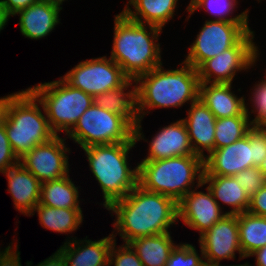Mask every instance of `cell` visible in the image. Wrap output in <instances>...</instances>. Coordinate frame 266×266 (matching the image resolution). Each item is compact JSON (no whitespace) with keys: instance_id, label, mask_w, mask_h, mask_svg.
Instances as JSON below:
<instances>
[{"instance_id":"1","label":"cell","mask_w":266,"mask_h":266,"mask_svg":"<svg viewBox=\"0 0 266 266\" xmlns=\"http://www.w3.org/2000/svg\"><path fill=\"white\" fill-rule=\"evenodd\" d=\"M115 213L113 227L128 244L140 237L168 233L171 225L178 222V203L165 195L144 190L140 185L123 199L113 202L108 208Z\"/></svg>"},{"instance_id":"2","label":"cell","mask_w":266,"mask_h":266,"mask_svg":"<svg viewBox=\"0 0 266 266\" xmlns=\"http://www.w3.org/2000/svg\"><path fill=\"white\" fill-rule=\"evenodd\" d=\"M184 64V65H183ZM180 68L164 70L160 65L135 79L140 122L134 128L135 141L145 140L141 133L143 117L156 108H177L199 98V76L192 64L183 61ZM147 111V112H145Z\"/></svg>"},{"instance_id":"3","label":"cell","mask_w":266,"mask_h":266,"mask_svg":"<svg viewBox=\"0 0 266 266\" xmlns=\"http://www.w3.org/2000/svg\"><path fill=\"white\" fill-rule=\"evenodd\" d=\"M113 29L110 58L130 79L135 80L141 74L163 65L160 43H157L163 29L132 21L123 12L114 17Z\"/></svg>"},{"instance_id":"4","label":"cell","mask_w":266,"mask_h":266,"mask_svg":"<svg viewBox=\"0 0 266 266\" xmlns=\"http://www.w3.org/2000/svg\"><path fill=\"white\" fill-rule=\"evenodd\" d=\"M137 142L91 145L83 148L93 176L103 193V206L123 199L138 185V164L129 167L128 154Z\"/></svg>"},{"instance_id":"5","label":"cell","mask_w":266,"mask_h":266,"mask_svg":"<svg viewBox=\"0 0 266 266\" xmlns=\"http://www.w3.org/2000/svg\"><path fill=\"white\" fill-rule=\"evenodd\" d=\"M138 169V185L146 191L168 196L178 203L194 188L195 183H202L204 160L197 155H186L141 161Z\"/></svg>"},{"instance_id":"6","label":"cell","mask_w":266,"mask_h":266,"mask_svg":"<svg viewBox=\"0 0 266 266\" xmlns=\"http://www.w3.org/2000/svg\"><path fill=\"white\" fill-rule=\"evenodd\" d=\"M40 108H43L42 103L28 88L22 90L10 104L5 130L18 160L35 146L56 136Z\"/></svg>"},{"instance_id":"7","label":"cell","mask_w":266,"mask_h":266,"mask_svg":"<svg viewBox=\"0 0 266 266\" xmlns=\"http://www.w3.org/2000/svg\"><path fill=\"white\" fill-rule=\"evenodd\" d=\"M42 103L52 131L67 134L80 116L94 103V97L72 87L62 77L28 88Z\"/></svg>"},{"instance_id":"8","label":"cell","mask_w":266,"mask_h":266,"mask_svg":"<svg viewBox=\"0 0 266 266\" xmlns=\"http://www.w3.org/2000/svg\"><path fill=\"white\" fill-rule=\"evenodd\" d=\"M80 147L91 145L136 142L134 127L121 115L93 103L65 134Z\"/></svg>"},{"instance_id":"9","label":"cell","mask_w":266,"mask_h":266,"mask_svg":"<svg viewBox=\"0 0 266 266\" xmlns=\"http://www.w3.org/2000/svg\"><path fill=\"white\" fill-rule=\"evenodd\" d=\"M254 36L247 32L234 46L206 60L197 69L200 83L232 84L237 72L254 66L260 55Z\"/></svg>"},{"instance_id":"10","label":"cell","mask_w":266,"mask_h":266,"mask_svg":"<svg viewBox=\"0 0 266 266\" xmlns=\"http://www.w3.org/2000/svg\"><path fill=\"white\" fill-rule=\"evenodd\" d=\"M248 24L206 20L184 61L198 69L206 60L234 46L247 32H254Z\"/></svg>"},{"instance_id":"11","label":"cell","mask_w":266,"mask_h":266,"mask_svg":"<svg viewBox=\"0 0 266 266\" xmlns=\"http://www.w3.org/2000/svg\"><path fill=\"white\" fill-rule=\"evenodd\" d=\"M61 77L72 87L93 97L119 88L130 79L114 60L106 56L81 61Z\"/></svg>"},{"instance_id":"12","label":"cell","mask_w":266,"mask_h":266,"mask_svg":"<svg viewBox=\"0 0 266 266\" xmlns=\"http://www.w3.org/2000/svg\"><path fill=\"white\" fill-rule=\"evenodd\" d=\"M56 135L51 140L35 146L27 152L19 163L31 172L40 183L61 179L69 175L68 155L70 148Z\"/></svg>"},{"instance_id":"13","label":"cell","mask_w":266,"mask_h":266,"mask_svg":"<svg viewBox=\"0 0 266 266\" xmlns=\"http://www.w3.org/2000/svg\"><path fill=\"white\" fill-rule=\"evenodd\" d=\"M199 245L202 248L205 262L220 265L223 259L236 258L238 251L239 259H243L239 243V226L236 214H226L210 229L200 235Z\"/></svg>"},{"instance_id":"14","label":"cell","mask_w":266,"mask_h":266,"mask_svg":"<svg viewBox=\"0 0 266 266\" xmlns=\"http://www.w3.org/2000/svg\"><path fill=\"white\" fill-rule=\"evenodd\" d=\"M203 185H205L203 182L196 184L195 190L192 189L178 202V219H181L189 228L199 231V235L227 214L222 212V208L214 200L208 187H206V193L196 191Z\"/></svg>"},{"instance_id":"15","label":"cell","mask_w":266,"mask_h":266,"mask_svg":"<svg viewBox=\"0 0 266 266\" xmlns=\"http://www.w3.org/2000/svg\"><path fill=\"white\" fill-rule=\"evenodd\" d=\"M251 167H253L252 144L247 134L226 147L214 149L204 159L203 175L234 176Z\"/></svg>"},{"instance_id":"16","label":"cell","mask_w":266,"mask_h":266,"mask_svg":"<svg viewBox=\"0 0 266 266\" xmlns=\"http://www.w3.org/2000/svg\"><path fill=\"white\" fill-rule=\"evenodd\" d=\"M194 154L203 160L215 149L216 117L198 98L192 102L183 119ZM207 151V155L204 154Z\"/></svg>"},{"instance_id":"17","label":"cell","mask_w":266,"mask_h":266,"mask_svg":"<svg viewBox=\"0 0 266 266\" xmlns=\"http://www.w3.org/2000/svg\"><path fill=\"white\" fill-rule=\"evenodd\" d=\"M195 155L183 119L162 127L149 143L148 156L142 161Z\"/></svg>"},{"instance_id":"18","label":"cell","mask_w":266,"mask_h":266,"mask_svg":"<svg viewBox=\"0 0 266 266\" xmlns=\"http://www.w3.org/2000/svg\"><path fill=\"white\" fill-rule=\"evenodd\" d=\"M115 241L112 233L100 240H66L58 249L66 266H109V252ZM85 242V243H84Z\"/></svg>"},{"instance_id":"19","label":"cell","mask_w":266,"mask_h":266,"mask_svg":"<svg viewBox=\"0 0 266 266\" xmlns=\"http://www.w3.org/2000/svg\"><path fill=\"white\" fill-rule=\"evenodd\" d=\"M62 9L59 3L41 0L18 11L15 15L20 16L19 28L22 35L34 40L48 36L60 23L59 13Z\"/></svg>"},{"instance_id":"20","label":"cell","mask_w":266,"mask_h":266,"mask_svg":"<svg viewBox=\"0 0 266 266\" xmlns=\"http://www.w3.org/2000/svg\"><path fill=\"white\" fill-rule=\"evenodd\" d=\"M3 174L8 180V191L13 198L15 209L30 216L40 202V181L20 163L6 169Z\"/></svg>"},{"instance_id":"21","label":"cell","mask_w":266,"mask_h":266,"mask_svg":"<svg viewBox=\"0 0 266 266\" xmlns=\"http://www.w3.org/2000/svg\"><path fill=\"white\" fill-rule=\"evenodd\" d=\"M232 84L200 83L199 98L216 119L239 116L245 111V98L232 92Z\"/></svg>"},{"instance_id":"22","label":"cell","mask_w":266,"mask_h":266,"mask_svg":"<svg viewBox=\"0 0 266 266\" xmlns=\"http://www.w3.org/2000/svg\"><path fill=\"white\" fill-rule=\"evenodd\" d=\"M130 86L133 87L131 91L128 90ZM126 90L127 92H125ZM94 103L105 110L121 115L134 128L140 122L137 110V88L134 79H129L119 88L97 94L94 97Z\"/></svg>"},{"instance_id":"23","label":"cell","mask_w":266,"mask_h":266,"mask_svg":"<svg viewBox=\"0 0 266 266\" xmlns=\"http://www.w3.org/2000/svg\"><path fill=\"white\" fill-rule=\"evenodd\" d=\"M202 182L208 184L214 200L231 206L227 214H241L248 210L250 197L238 184L234 176L203 175ZM219 200H221L219 202Z\"/></svg>"},{"instance_id":"24","label":"cell","mask_w":266,"mask_h":266,"mask_svg":"<svg viewBox=\"0 0 266 266\" xmlns=\"http://www.w3.org/2000/svg\"><path fill=\"white\" fill-rule=\"evenodd\" d=\"M178 0H129L122 11L130 20L163 28L174 16ZM134 11L131 10V7Z\"/></svg>"},{"instance_id":"25","label":"cell","mask_w":266,"mask_h":266,"mask_svg":"<svg viewBox=\"0 0 266 266\" xmlns=\"http://www.w3.org/2000/svg\"><path fill=\"white\" fill-rule=\"evenodd\" d=\"M128 244L144 266H166L176 246L170 232L136 238Z\"/></svg>"},{"instance_id":"26","label":"cell","mask_w":266,"mask_h":266,"mask_svg":"<svg viewBox=\"0 0 266 266\" xmlns=\"http://www.w3.org/2000/svg\"><path fill=\"white\" fill-rule=\"evenodd\" d=\"M82 208H54L40 203L32 210L30 215L39 217L42 227L53 232L71 233L76 231L83 222ZM79 226V227H78Z\"/></svg>"},{"instance_id":"27","label":"cell","mask_w":266,"mask_h":266,"mask_svg":"<svg viewBox=\"0 0 266 266\" xmlns=\"http://www.w3.org/2000/svg\"><path fill=\"white\" fill-rule=\"evenodd\" d=\"M79 190L69 175L41 184L40 204L54 208H80Z\"/></svg>"},{"instance_id":"28","label":"cell","mask_w":266,"mask_h":266,"mask_svg":"<svg viewBox=\"0 0 266 266\" xmlns=\"http://www.w3.org/2000/svg\"><path fill=\"white\" fill-rule=\"evenodd\" d=\"M239 243L244 258L266 245V217L249 213L237 214Z\"/></svg>"},{"instance_id":"29","label":"cell","mask_w":266,"mask_h":266,"mask_svg":"<svg viewBox=\"0 0 266 266\" xmlns=\"http://www.w3.org/2000/svg\"><path fill=\"white\" fill-rule=\"evenodd\" d=\"M246 110L239 116L216 119L215 149L226 147L247 135L252 127Z\"/></svg>"},{"instance_id":"30","label":"cell","mask_w":266,"mask_h":266,"mask_svg":"<svg viewBox=\"0 0 266 266\" xmlns=\"http://www.w3.org/2000/svg\"><path fill=\"white\" fill-rule=\"evenodd\" d=\"M238 0H199L188 12L189 16L187 17V20L189 17L200 8L208 11L209 14L215 16V19L217 21H224V22H230V23H248V13L249 10L246 9L241 14L236 16H231L236 5H238ZM231 14V15H230ZM231 17H229V16Z\"/></svg>"},{"instance_id":"31","label":"cell","mask_w":266,"mask_h":266,"mask_svg":"<svg viewBox=\"0 0 266 266\" xmlns=\"http://www.w3.org/2000/svg\"><path fill=\"white\" fill-rule=\"evenodd\" d=\"M200 250L201 257L195 246L188 243H180L172 250L166 266H201L205 261L201 247Z\"/></svg>"},{"instance_id":"32","label":"cell","mask_w":266,"mask_h":266,"mask_svg":"<svg viewBox=\"0 0 266 266\" xmlns=\"http://www.w3.org/2000/svg\"><path fill=\"white\" fill-rule=\"evenodd\" d=\"M251 96L253 97H251L250 101L251 104L253 103L254 108L249 112L248 105L245 104V110L248 118H250V113L255 112L257 115L251 120V123L252 125H260L266 119V77L255 84L253 92L251 91Z\"/></svg>"},{"instance_id":"33","label":"cell","mask_w":266,"mask_h":266,"mask_svg":"<svg viewBox=\"0 0 266 266\" xmlns=\"http://www.w3.org/2000/svg\"><path fill=\"white\" fill-rule=\"evenodd\" d=\"M234 177L249 197L255 195L266 183L264 174L258 167L244 169Z\"/></svg>"},{"instance_id":"34","label":"cell","mask_w":266,"mask_h":266,"mask_svg":"<svg viewBox=\"0 0 266 266\" xmlns=\"http://www.w3.org/2000/svg\"><path fill=\"white\" fill-rule=\"evenodd\" d=\"M108 265L114 266H144L137 256L136 252L129 244H123L116 247V239L113 242L109 252Z\"/></svg>"},{"instance_id":"35","label":"cell","mask_w":266,"mask_h":266,"mask_svg":"<svg viewBox=\"0 0 266 266\" xmlns=\"http://www.w3.org/2000/svg\"><path fill=\"white\" fill-rule=\"evenodd\" d=\"M252 144L253 167H259L266 158V131L253 125L247 132Z\"/></svg>"},{"instance_id":"36","label":"cell","mask_w":266,"mask_h":266,"mask_svg":"<svg viewBox=\"0 0 266 266\" xmlns=\"http://www.w3.org/2000/svg\"><path fill=\"white\" fill-rule=\"evenodd\" d=\"M19 163L7 138L5 125L0 127V173Z\"/></svg>"},{"instance_id":"37","label":"cell","mask_w":266,"mask_h":266,"mask_svg":"<svg viewBox=\"0 0 266 266\" xmlns=\"http://www.w3.org/2000/svg\"><path fill=\"white\" fill-rule=\"evenodd\" d=\"M247 211L254 215L266 217V183L255 195L250 197Z\"/></svg>"},{"instance_id":"38","label":"cell","mask_w":266,"mask_h":266,"mask_svg":"<svg viewBox=\"0 0 266 266\" xmlns=\"http://www.w3.org/2000/svg\"><path fill=\"white\" fill-rule=\"evenodd\" d=\"M9 244L4 251L0 250V266H22L18 245Z\"/></svg>"},{"instance_id":"39","label":"cell","mask_w":266,"mask_h":266,"mask_svg":"<svg viewBox=\"0 0 266 266\" xmlns=\"http://www.w3.org/2000/svg\"><path fill=\"white\" fill-rule=\"evenodd\" d=\"M41 0H0V5L5 11L6 15L14 17L18 11L26 9L30 5L37 3Z\"/></svg>"},{"instance_id":"40","label":"cell","mask_w":266,"mask_h":266,"mask_svg":"<svg viewBox=\"0 0 266 266\" xmlns=\"http://www.w3.org/2000/svg\"><path fill=\"white\" fill-rule=\"evenodd\" d=\"M19 93L20 91L0 98V127L5 125L10 104Z\"/></svg>"},{"instance_id":"41","label":"cell","mask_w":266,"mask_h":266,"mask_svg":"<svg viewBox=\"0 0 266 266\" xmlns=\"http://www.w3.org/2000/svg\"><path fill=\"white\" fill-rule=\"evenodd\" d=\"M32 264L33 263L31 261H27L26 266H32ZM35 266H66V264L63 255L57 250L49 258L45 259Z\"/></svg>"},{"instance_id":"42","label":"cell","mask_w":266,"mask_h":266,"mask_svg":"<svg viewBox=\"0 0 266 266\" xmlns=\"http://www.w3.org/2000/svg\"><path fill=\"white\" fill-rule=\"evenodd\" d=\"M255 257V261H256V266H266V245L264 247H262L261 249L259 250H256L254 253L251 254V256ZM248 266H252V265H249Z\"/></svg>"},{"instance_id":"43","label":"cell","mask_w":266,"mask_h":266,"mask_svg":"<svg viewBox=\"0 0 266 266\" xmlns=\"http://www.w3.org/2000/svg\"><path fill=\"white\" fill-rule=\"evenodd\" d=\"M9 17L6 15L2 6L0 5V31L4 29L5 25L8 22Z\"/></svg>"},{"instance_id":"44","label":"cell","mask_w":266,"mask_h":266,"mask_svg":"<svg viewBox=\"0 0 266 266\" xmlns=\"http://www.w3.org/2000/svg\"><path fill=\"white\" fill-rule=\"evenodd\" d=\"M258 168L264 174V177L266 179V158L262 161V164Z\"/></svg>"},{"instance_id":"45","label":"cell","mask_w":266,"mask_h":266,"mask_svg":"<svg viewBox=\"0 0 266 266\" xmlns=\"http://www.w3.org/2000/svg\"><path fill=\"white\" fill-rule=\"evenodd\" d=\"M244 264H239V265H227V266H243ZM201 266H223V265H216L208 262H204ZM225 266V265H224Z\"/></svg>"},{"instance_id":"46","label":"cell","mask_w":266,"mask_h":266,"mask_svg":"<svg viewBox=\"0 0 266 266\" xmlns=\"http://www.w3.org/2000/svg\"><path fill=\"white\" fill-rule=\"evenodd\" d=\"M199 0H191L186 10L189 11Z\"/></svg>"},{"instance_id":"47","label":"cell","mask_w":266,"mask_h":266,"mask_svg":"<svg viewBox=\"0 0 266 266\" xmlns=\"http://www.w3.org/2000/svg\"><path fill=\"white\" fill-rule=\"evenodd\" d=\"M259 126L266 131V119Z\"/></svg>"},{"instance_id":"48","label":"cell","mask_w":266,"mask_h":266,"mask_svg":"<svg viewBox=\"0 0 266 266\" xmlns=\"http://www.w3.org/2000/svg\"><path fill=\"white\" fill-rule=\"evenodd\" d=\"M48 1H53L62 5L65 0H48Z\"/></svg>"}]
</instances>
